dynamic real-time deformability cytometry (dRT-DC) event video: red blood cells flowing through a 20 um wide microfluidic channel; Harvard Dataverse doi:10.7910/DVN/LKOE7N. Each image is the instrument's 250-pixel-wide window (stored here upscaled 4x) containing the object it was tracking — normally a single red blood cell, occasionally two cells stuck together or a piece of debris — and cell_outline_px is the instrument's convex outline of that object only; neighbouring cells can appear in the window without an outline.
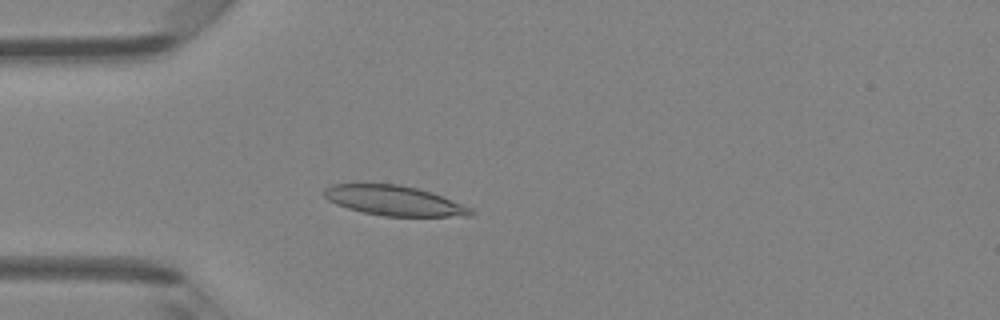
{"species": "Egyptian fruit bat (a non-hibernating species)", "species_latin": "Rousettus aegyptiacus", "temperature_condition": "room temperature", "stored_images_in_passage": 3, "camera_frame_rate_fps": 3000, "um_per_image_px": 0.085, "animal": {"sex": "female"}, "frame": {"image": 1, "passage_image": 3, "time_ms": 0.667, "image_size_px": [1000, 320], "cell_outline_px": [[476, 212], [472, 216], [384, 216], [364, 212], [348, 208], [336, 204], [328, 200], [324, 196], [324, 188], [332, 184], [400, 184], [432, 192], [472, 208]], "centroid_in_image_um": [33.52, 17.05], "position_along_channel_um": 51.5, "area_um2": 25.49}}